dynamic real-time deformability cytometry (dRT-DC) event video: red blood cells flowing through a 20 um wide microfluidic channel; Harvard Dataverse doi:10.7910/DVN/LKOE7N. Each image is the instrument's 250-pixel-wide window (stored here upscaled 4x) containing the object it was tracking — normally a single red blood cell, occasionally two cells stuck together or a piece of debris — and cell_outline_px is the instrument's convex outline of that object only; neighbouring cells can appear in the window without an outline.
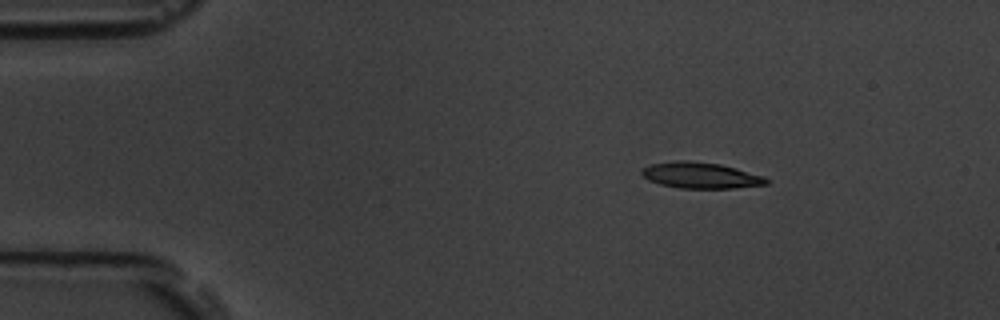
{"species": "common noctule bat (a hibernating species)", "species_latin": "Nyctalus noctula", "temperature_condition": "room temperature", "stored_images_in_passage": 4, "camera_frame_rate_fps": 3000, "um_per_image_px": 0.085, "animal": {"sex": "male", "body_mass_g": 19.5, "forearm_length_mm": 54.6}, "frame": {"image": 1, "passage_image": 1, "time_ms": 0.0, "image_size_px": [1000, 320], "cell_outline_px": [[772, 180], [768, 184], [736, 188], [680, 188], [660, 184], [648, 180], [640, 172], [644, 168], [652, 164], [676, 160], [684, 160], [720, 164], [736, 168], [764, 176]], "centroid_in_image_um": [59.6, 14.91], "position_along_channel_um": 25.4, "area_um2": 18.9}}
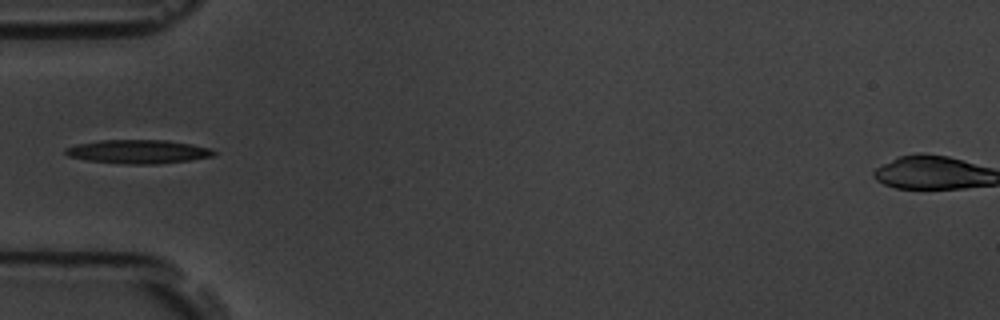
{"frame": {"image": 2, "passage_image": 4, "time_ms": 3.333, "image_size_px": [1000, 320], "cell_outline_px": [[216, 152], [212, 156], [188, 160], [156, 164], [124, 164], [88, 160], [68, 156], [64, 152], [64, 148], [76, 144], [100, 140], [168, 140], [192, 144], [212, 148]], "centroid_in_image_um": [11.73, 12.88], "position_along_channel_um": 73.3, "area_um2": 20.52}}